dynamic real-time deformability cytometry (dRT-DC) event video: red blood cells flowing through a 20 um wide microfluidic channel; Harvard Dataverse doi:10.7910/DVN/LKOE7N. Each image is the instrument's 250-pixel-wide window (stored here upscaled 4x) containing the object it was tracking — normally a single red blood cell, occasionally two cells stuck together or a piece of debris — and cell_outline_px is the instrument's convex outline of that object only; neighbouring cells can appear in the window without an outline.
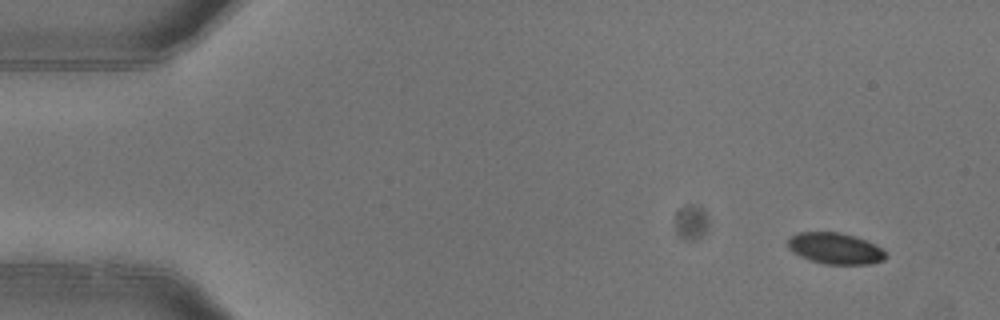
{"species": "common noctule bat (a hibernating species)", "species_latin": "Nyctalus noctula", "temperature_condition": "warm", "stored_images_in_passage": 4, "camera_frame_rate_fps": 3000, "um_per_image_px": 0.085, "animal": {"sex": "female"}, "frame": {"image": 1, "passage_image": 1, "time_ms": 0.0, "image_size_px": [1000, 320], "cell_outline_px": [[884, 260], [868, 264], [824, 264], [800, 256], [792, 252], [788, 248], [788, 240], [792, 236], [800, 232], [840, 232], [856, 236], [880, 248], [884, 252]], "centroid_in_image_um": [70.95, 21.11], "position_along_channel_um": 14.1, "area_um2": 17.51}}
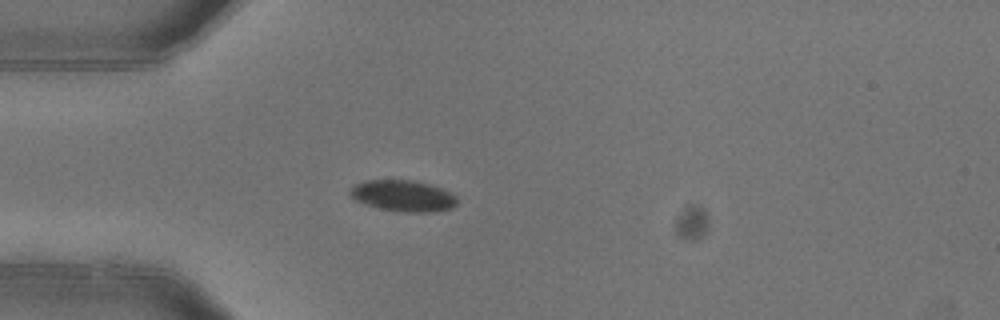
{"frame": {"image": 2, "passage_image": 4, "time_ms": 1.0, "image_size_px": [1000, 320], "cell_outline_px": [[456, 204], [452, 208], [432, 212], [400, 212], [380, 208], [364, 204], [352, 200], [348, 192], [356, 184], [368, 180], [412, 180], [428, 184], [440, 188], [456, 196]], "centroid_in_image_um": [34.22, 16.65], "position_along_channel_um": 50.8, "area_um2": 19.42}}